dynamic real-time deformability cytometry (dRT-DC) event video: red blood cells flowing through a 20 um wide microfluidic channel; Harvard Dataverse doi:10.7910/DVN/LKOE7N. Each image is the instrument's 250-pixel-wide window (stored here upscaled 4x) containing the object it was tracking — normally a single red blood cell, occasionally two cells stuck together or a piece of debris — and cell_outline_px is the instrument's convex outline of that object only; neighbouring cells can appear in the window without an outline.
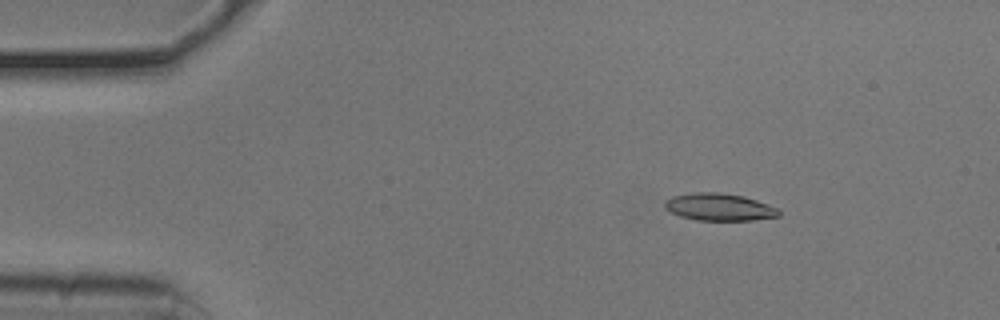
{"species": "common noctule bat (a hibernating species)", "species_latin": "Nyctalus noctula", "temperature_condition": "cold", "stored_images_in_passage": 53, "camera_frame_rate_fps": 3000, "um_per_image_px": 0.085, "animal": {"sex": "male", "body_mass_g": 20.5, "forearm_length_mm": 52.5}, "frame": {"image": 1, "passage_image": 8, "time_ms": 2.333, "image_size_px": [1000, 320], "cell_outline_px": [[780, 216], [752, 220], [696, 220], [680, 216], [664, 208], [664, 200], [672, 196], [692, 192], [720, 192], [744, 196], [780, 208]], "centroid_in_image_um": [61.14, 17.59], "position_along_channel_um": 23.9, "area_um2": 18.32}}
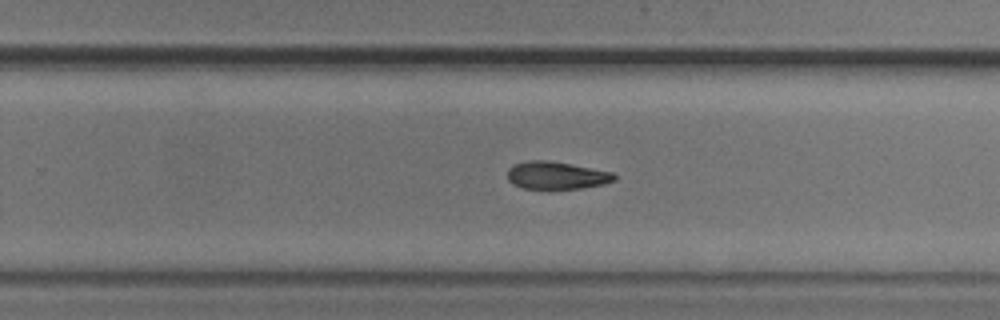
{"frame": {"image": 2, "passage_image": 34, "time_ms": 11.0, "image_size_px": [1000, 320], "cell_outline_px": [[616, 180], [604, 184], [580, 188], [524, 188], [512, 184], [508, 180], [508, 168], [512, 164], [528, 160], [548, 160], [572, 164], [612, 172], [616, 176]], "centroid_in_image_um": [47.28, 14.89], "position_along_channel_um": 282.5, "area_um2": 17.17}}
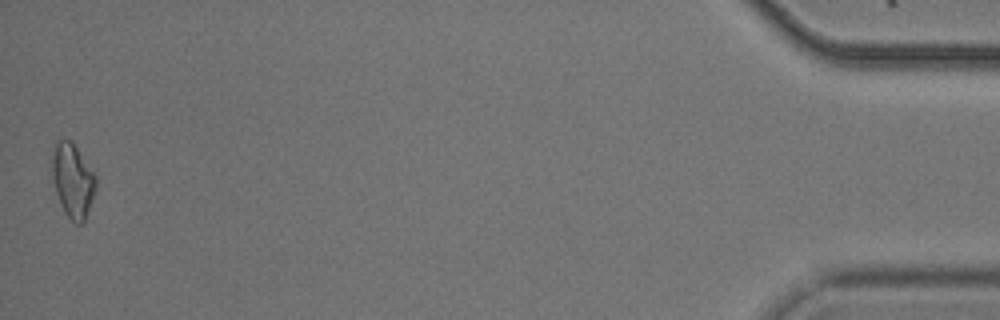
{"frame": {"image": 3, "passage_image": 53, "time_ms": 17.333, "image_size_px": [1000, 320], "cell_outline_px": [[96, 188], [84, 224], [76, 224], [64, 212], [60, 204], [56, 192], [52, 176], [52, 156], [56, 140], [64, 136], [72, 140], [96, 176]], "centroid_in_image_um": [6.18, 15.31], "position_along_channel_um": 429.0, "area_um2": 19.13}, "authors_computed_cell_mechanics": {"area_um2": 17.918, "velocity_mm_per_s": 3.7899, "shape_relaxation_time_tau1_ms": 3.272, "shape_relaxation_time_tau2_ms": 7.5475, "deformation_change_tau1": 0.1024, "deformation_change_tau2": 0.1652}}